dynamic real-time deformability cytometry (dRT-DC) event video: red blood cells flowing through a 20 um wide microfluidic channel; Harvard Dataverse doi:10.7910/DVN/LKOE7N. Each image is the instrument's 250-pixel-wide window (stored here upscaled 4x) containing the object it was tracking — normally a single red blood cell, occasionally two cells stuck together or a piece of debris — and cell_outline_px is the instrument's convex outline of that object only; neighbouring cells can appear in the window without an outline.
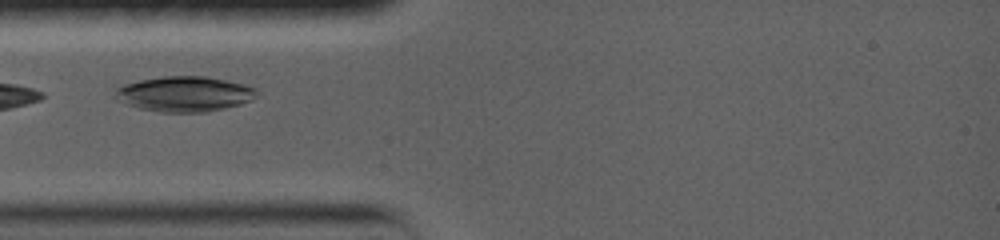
{"species": "common noctule bat (a hibernating species)", "species_latin": "Nyctalus noctula", "temperature_condition": "warm", "stored_images_in_passage": 17, "camera_frame_rate_fps": 5000, "um_per_image_px": 0.085, "animal": {"sex": "female", "body_mass_g": 19.0, "forearm_length_mm": 56.7}, "frame": {"image": 1, "passage_image": 1, "time_ms": 0.0, "image_size_px": [1000, 240], "cell_outline_px": [[256, 96], [252, 100], [240, 104], [208, 112], [160, 112], [140, 108], [116, 100], [112, 96], [116, 88], [124, 84], [140, 80], [160, 76], [208, 76], [256, 88]], "centroid_in_image_um": [15.63, 7.98], "position_along_channel_um": 69.4, "area_um2": 29.07}}